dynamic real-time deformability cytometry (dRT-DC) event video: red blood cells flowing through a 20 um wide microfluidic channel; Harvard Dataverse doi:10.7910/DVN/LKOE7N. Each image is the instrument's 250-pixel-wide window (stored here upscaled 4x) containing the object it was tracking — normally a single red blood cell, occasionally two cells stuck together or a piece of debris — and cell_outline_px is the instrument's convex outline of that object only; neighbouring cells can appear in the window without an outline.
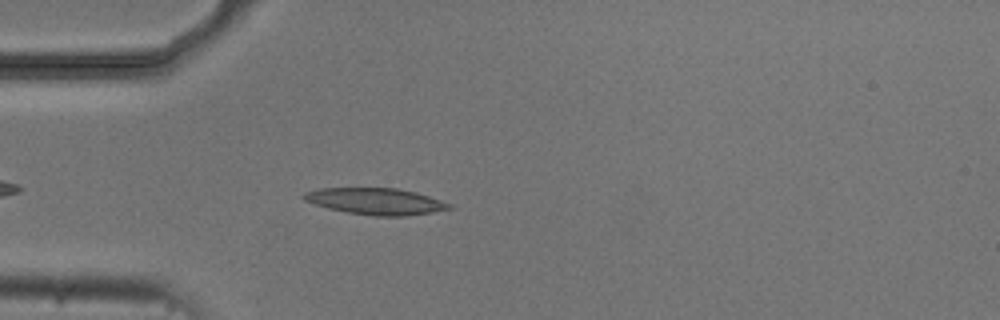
{"species": "common noctule bat (a hibernating species)", "species_latin": "Nyctalus noctula", "temperature_condition": "cold", "stored_images_in_passage": 4, "camera_frame_rate_fps": 3000, "um_per_image_px": 0.085, "animal": {"sex": "male", "body_mass_g": 20.5, "forearm_length_mm": 52.5}, "frame": {"image": 1, "passage_image": 4, "time_ms": 3.333, "image_size_px": [1000, 320], "cell_outline_px": [[452, 208], [432, 212], [404, 216], [376, 216], [348, 212], [328, 208], [304, 200], [300, 196], [304, 192], [320, 188], [396, 188], [416, 192], [452, 204]], "centroid_in_image_um": [31.92, 17.1], "position_along_channel_um": 53.1, "area_um2": 22.31}}